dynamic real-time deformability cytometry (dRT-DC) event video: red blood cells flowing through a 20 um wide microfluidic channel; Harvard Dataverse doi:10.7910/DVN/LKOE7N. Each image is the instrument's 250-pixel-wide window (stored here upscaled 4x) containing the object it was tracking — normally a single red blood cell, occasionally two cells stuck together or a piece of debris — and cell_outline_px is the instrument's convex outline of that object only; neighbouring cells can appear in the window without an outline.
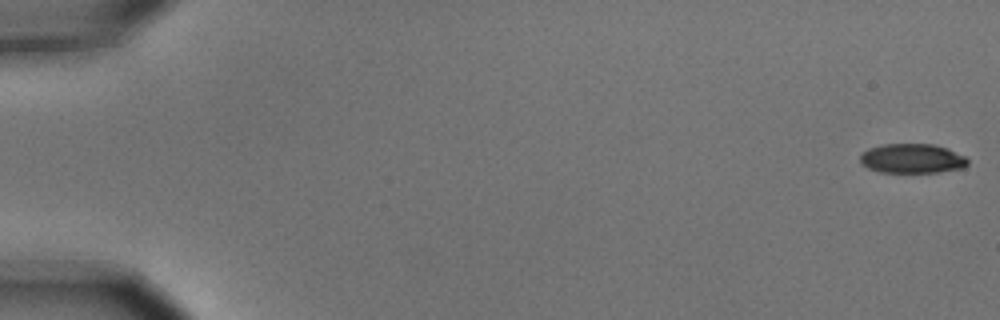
{"species": "common noctule bat (a hibernating species)", "species_latin": "Nyctalus noctula", "temperature_condition": "cold", "stored_images_in_passage": 10, "camera_frame_rate_fps": 3000, "um_per_image_px": 0.085, "animal": {"sex": "male", "body_mass_g": 15.6}, "frame": {"image": 1, "passage_image": 1, "time_ms": 0.0, "image_size_px": [1000, 320], "cell_outline_px": [[968, 164], [964, 168], [936, 172], [880, 172], [868, 168], [860, 164], [860, 156], [868, 148], [884, 144], [932, 144], [948, 148], [964, 156], [968, 160]], "centroid_in_image_um": [77.53, 13.47], "position_along_channel_um": 7.5, "area_um2": 18.5}}
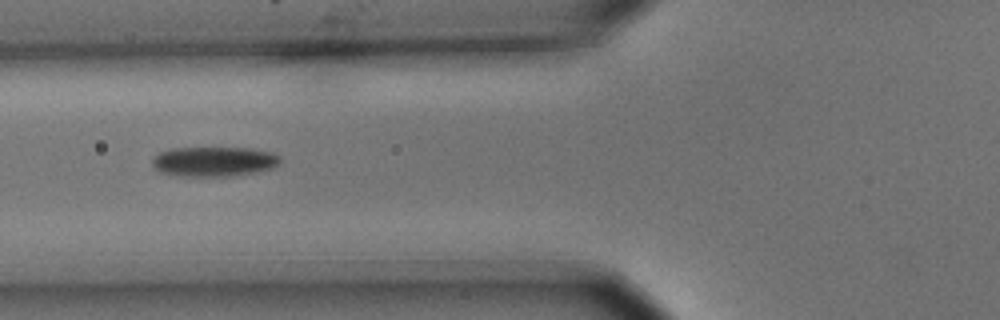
{"frame": {"image": 2, "passage_image": 7, "time_ms": 2.0, "image_size_px": [1000, 320], "cell_outline_px": [[280, 160], [272, 168], [232, 176], [180, 176], [160, 172], [152, 164], [152, 160], [160, 152], [168, 148], [252, 148], [272, 152], [280, 156]], "centroid_in_image_um": [18.17, 13.72], "position_along_channel_um": 107.6, "area_um2": 22.08}}
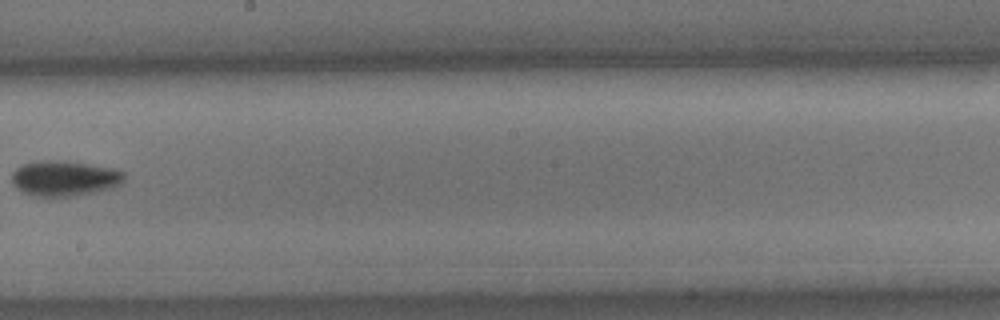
{"frame": {"image": 3, "passage_image": 10, "time_ms": 3.0, "image_size_px": [1000, 320], "cell_outline_px": [[124, 180], [108, 188], [92, 192], [72, 196], [32, 196], [16, 188], [12, 184], [12, 172], [20, 164], [40, 160], [64, 160], [112, 168], [124, 172]], "centroid_in_image_um": [5.39, 15.13], "position_along_channel_um": 242.8, "area_um2": 23.0}}